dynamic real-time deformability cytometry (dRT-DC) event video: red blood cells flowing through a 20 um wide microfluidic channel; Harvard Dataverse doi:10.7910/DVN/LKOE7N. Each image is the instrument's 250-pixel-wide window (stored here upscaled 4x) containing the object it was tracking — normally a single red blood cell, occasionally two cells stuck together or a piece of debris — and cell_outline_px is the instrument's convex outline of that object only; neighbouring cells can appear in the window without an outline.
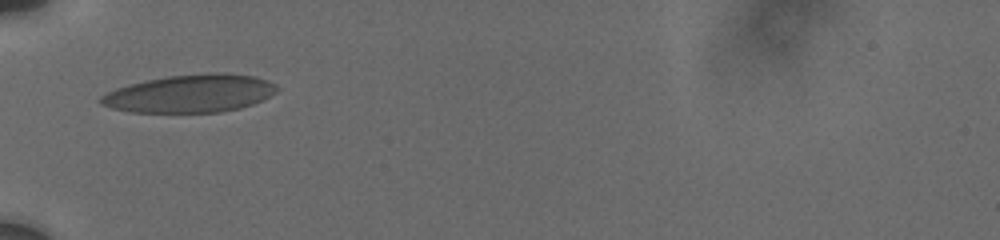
{"species": "human", "species_latin": "Homo sapiens", "temperature_condition": "cold", "stored_images_in_passage": 4, "camera_frame_rate_fps": 3000, "um_per_image_px": 0.085, "donor": {"sex": "male"}, "frame": {"image": 1, "passage_image": 1, "time_ms": 0.0, "image_size_px": [1000, 240], "cell_outline_px": [[280, 88], [276, 92], [264, 100], [240, 108], [220, 112], [128, 112], [112, 108], [100, 104], [96, 100], [100, 96], [116, 88], [128, 84], [168, 76], [208, 72], [224, 72], [252, 76], [268, 80], [276, 84]], "centroid_in_image_um": [16.17, 7.94], "position_along_channel_um": 68.8, "area_um2": 39.19}}
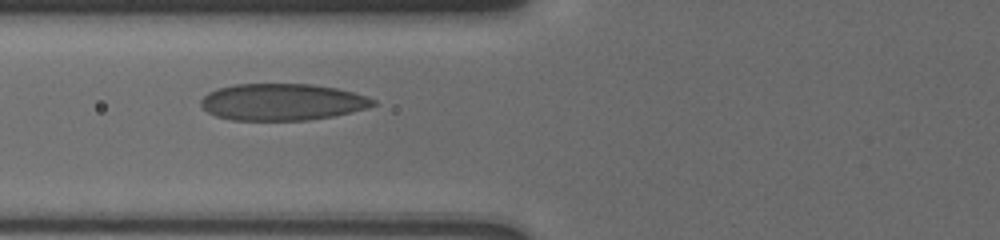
{"frame": {"image": 2, "passage_image": 2, "time_ms": 1.0, "image_size_px": [1000, 240], "cell_outline_px": [[376, 104], [368, 108], [332, 116], [308, 120], [232, 120], [216, 116], [208, 112], [200, 104], [200, 100], [208, 92], [216, 88], [232, 84], [312, 84], [336, 88], [368, 96], [376, 100]], "centroid_in_image_um": [23.97, 8.66], "position_along_channel_um": 101.8, "area_um2": 36.99}}
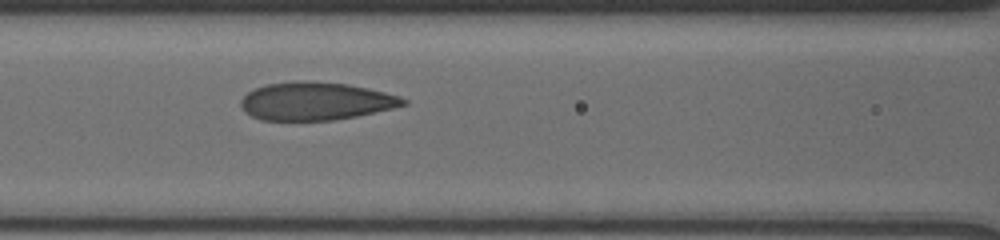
{"frame": {"image": 3, "passage_image": 3, "time_ms": 2.0, "image_size_px": [1000, 240], "cell_outline_px": [[408, 104], [392, 108], [356, 116], [332, 120], [260, 120], [244, 112], [240, 104], [240, 100], [248, 92], [256, 88], [268, 84], [296, 80], [312, 80], [348, 84], [368, 88], [400, 96], [408, 100]], "centroid_in_image_um": [26.83, 8.59], "position_along_channel_um": 139.8, "area_um2": 36.07}}